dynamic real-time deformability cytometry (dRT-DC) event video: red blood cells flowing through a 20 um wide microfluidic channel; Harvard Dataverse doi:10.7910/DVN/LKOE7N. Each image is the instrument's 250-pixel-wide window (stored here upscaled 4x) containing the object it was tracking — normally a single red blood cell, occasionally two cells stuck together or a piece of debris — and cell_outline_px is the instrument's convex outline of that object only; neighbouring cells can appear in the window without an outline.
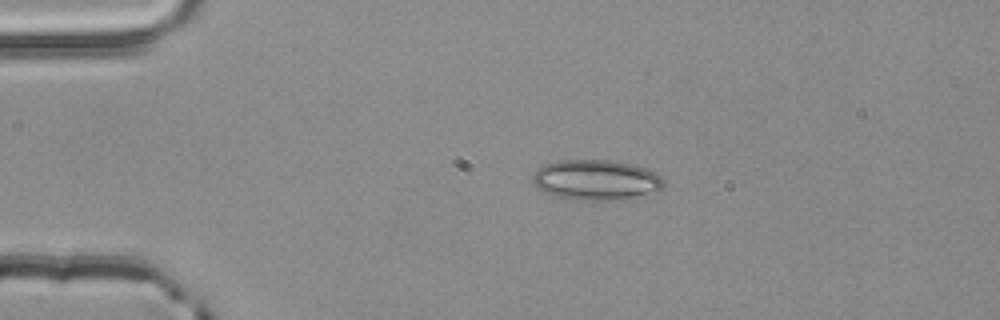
{"species": "common noctule bat (a hibernating species)", "species_latin": "Nyctalus noctula", "temperature_condition": "room temperature", "stored_images_in_passage": 2, "camera_frame_rate_fps": 3000, "um_per_image_px": 0.085, "animal": {"sex": "male", "body_mass_g": 20.4}, "frame": {"image": 1, "passage_image": 1, "time_ms": 0.0, "image_size_px": [1000, 320], "cell_outline_px": [[664, 188], [620, 200], [580, 200], [560, 196], [544, 192], [532, 180], [532, 176], [544, 164], [560, 160], [608, 160], [632, 164], [648, 168], [656, 172], [664, 180]], "centroid_in_image_um": [50.7, 15.28], "position_along_channel_um": 34.3, "area_um2": 30.4}}